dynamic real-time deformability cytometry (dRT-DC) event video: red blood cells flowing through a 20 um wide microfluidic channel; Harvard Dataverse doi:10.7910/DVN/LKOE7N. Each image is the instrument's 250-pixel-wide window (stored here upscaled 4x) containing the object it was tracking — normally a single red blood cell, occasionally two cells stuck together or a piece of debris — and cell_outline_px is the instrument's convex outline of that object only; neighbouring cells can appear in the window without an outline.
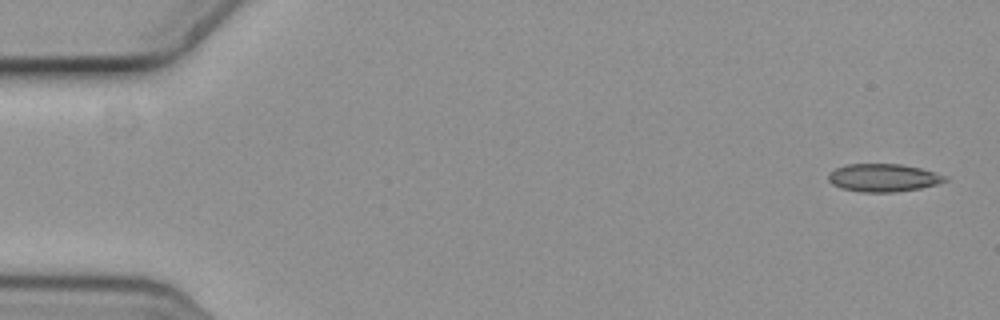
{"species": "common noctule bat (a hibernating species)", "species_latin": "Nyctalus noctula", "temperature_condition": "cold", "stored_images_in_passage": 5, "camera_frame_rate_fps": 3000, "um_per_image_px": 0.085, "animal": {"sex": "female", "body_mass_g": 19.3, "forearm_length_mm": 54.1}, "frame": {"image": 1, "passage_image": 1, "time_ms": 0.0, "image_size_px": [1000, 320], "cell_outline_px": [[948, 180], [936, 184], [920, 188], [896, 192], [864, 192], [844, 188], [832, 184], [828, 180], [828, 172], [836, 168], [848, 164], [900, 164], [920, 168], [944, 176]], "centroid_in_image_um": [75.04, 15.1], "position_along_channel_um": 10.0, "area_um2": 18.67}}
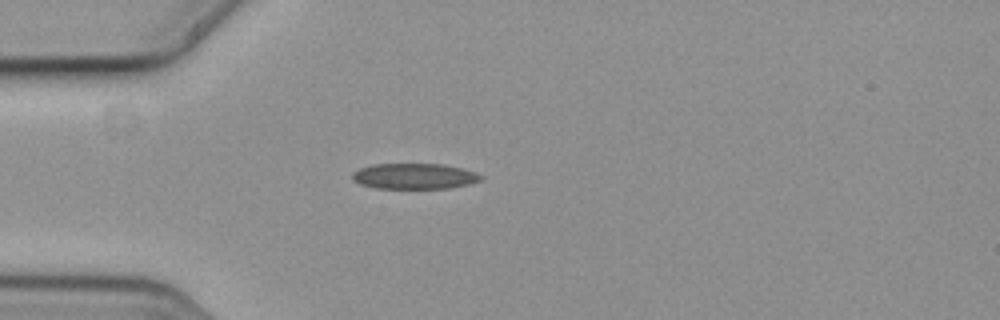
{"frame": {"image": 2, "passage_image": 4, "time_ms": 1.0, "image_size_px": [1000, 320], "cell_outline_px": [[484, 176], [480, 180], [468, 184], [448, 188], [376, 188], [360, 184], [352, 180], [352, 172], [360, 168], [372, 164], [444, 164], [476, 172]], "centroid_in_image_um": [35.2, 14.97], "position_along_channel_um": 49.8, "area_um2": 19.19}}